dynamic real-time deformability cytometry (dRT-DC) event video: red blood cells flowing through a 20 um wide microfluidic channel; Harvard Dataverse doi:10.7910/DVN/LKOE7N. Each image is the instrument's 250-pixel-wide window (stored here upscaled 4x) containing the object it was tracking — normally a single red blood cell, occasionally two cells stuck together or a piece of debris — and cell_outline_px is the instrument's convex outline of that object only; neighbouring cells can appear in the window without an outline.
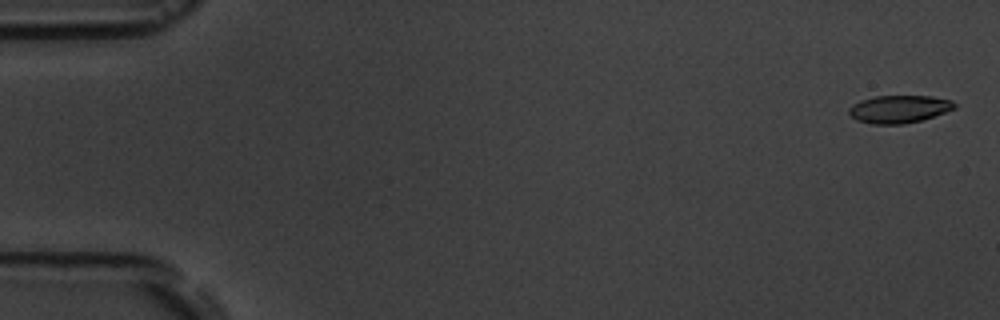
{"species": "common noctule bat (a hibernating species)", "species_latin": "Nyctalus noctula", "temperature_condition": "room temperature", "stored_images_in_passage": 4, "camera_frame_rate_fps": 3000, "um_per_image_px": 0.085, "animal": {"sex": "male", "body_mass_g": 19.5, "forearm_length_mm": 54.6}, "frame": {"image": 1, "passage_image": 1, "time_ms": 0.0, "image_size_px": [1000, 320], "cell_outline_px": [[956, 108], [920, 120], [904, 124], [872, 124], [856, 120], [848, 112], [848, 108], [852, 104], [860, 100], [876, 96], [932, 96], [952, 100], [956, 104]], "centroid_in_image_um": [76.39, 9.26], "position_along_channel_um": 8.6, "area_um2": 16.99}}